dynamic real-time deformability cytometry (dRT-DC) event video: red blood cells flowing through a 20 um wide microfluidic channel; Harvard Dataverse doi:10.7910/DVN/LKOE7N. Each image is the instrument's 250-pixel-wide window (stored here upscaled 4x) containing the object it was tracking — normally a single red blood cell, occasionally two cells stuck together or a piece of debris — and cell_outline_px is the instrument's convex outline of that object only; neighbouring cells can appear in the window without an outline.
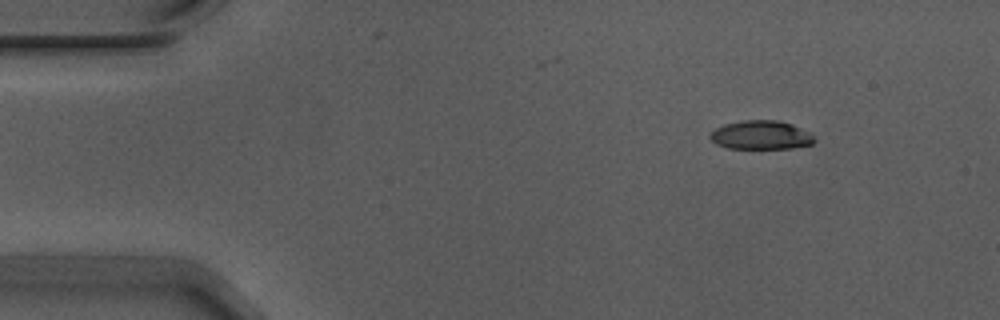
{"species": "Egyptian fruit bat (a non-hibernating species)", "species_latin": "Rousettus aegyptiacus", "temperature_condition": "warm", "stored_images_in_passage": 49, "camera_frame_rate_fps": 3000, "um_per_image_px": 0.085, "animal": {"sex": "male"}, "frame": {"image": 1, "passage_image": 1, "time_ms": 0.0, "image_size_px": [1000, 320], "cell_outline_px": [[816, 140], [812, 144], [792, 148], [728, 148], [716, 144], [708, 136], [716, 128], [724, 124], [744, 120], [780, 120], [792, 124], [808, 132]], "centroid_in_image_um": [64.67, 11.47], "position_along_channel_um": 20.3, "area_um2": 17.4}}
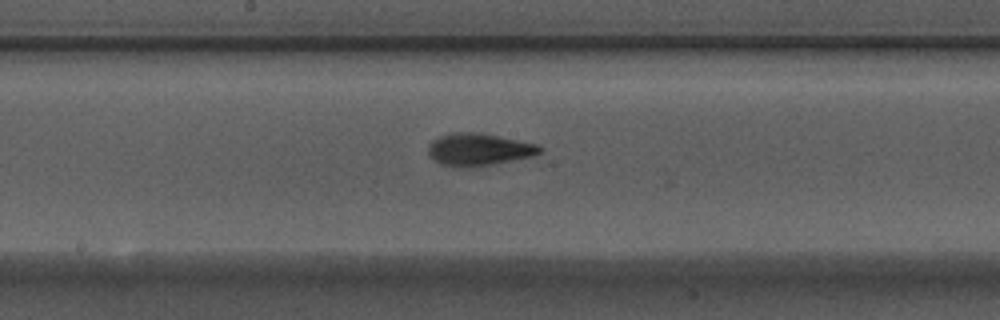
{"frame": {"image": 2, "passage_image": 23, "time_ms": 7.333, "image_size_px": [1000, 320], "cell_outline_px": [[544, 148], [540, 152], [532, 156], [492, 164], [464, 168], [440, 164], [428, 152], [428, 144], [432, 140], [440, 136], [452, 132], [480, 132], [536, 144]], "centroid_in_image_um": [40.68, 12.69], "position_along_channel_um": 207.5, "area_um2": 20.87}}
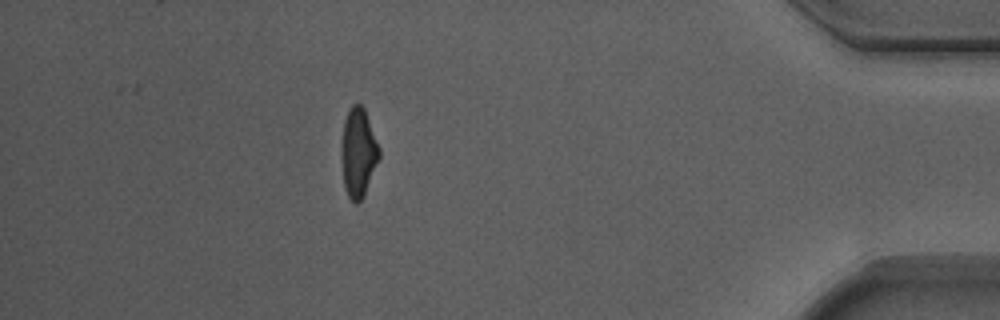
{"frame": {"image": 3, "passage_image": 43, "time_ms": 14.0, "image_size_px": [1000, 320], "cell_outline_px": [[380, 156], [364, 196], [356, 204], [348, 196], [344, 188], [344, 120], [352, 104], [360, 104], [364, 108], [380, 148]], "centroid_in_image_um": [30.51, 12.98], "position_along_channel_um": 404.7, "area_um2": 18.67}, "authors_computed_cell_mechanics": {"area_um2": 19.5364, "velocity_mm_per_s": 3.7332, "shape_relaxation_time_tau1_ms": 4.506, "shape_relaxation_time_tau2_ms": 1.5337, "deformation_change_tau1": 0.1972, "deformation_change_tau2": 0.088}}